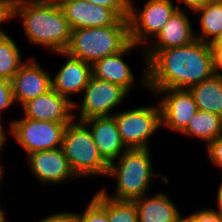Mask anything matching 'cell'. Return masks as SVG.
I'll return each instance as SVG.
<instances>
[{
    "mask_svg": "<svg viewBox=\"0 0 222 222\" xmlns=\"http://www.w3.org/2000/svg\"><path fill=\"white\" fill-rule=\"evenodd\" d=\"M50 72L40 66L38 60L33 57L19 68L13 76L12 91L15 103L19 106L34 99L52 88Z\"/></svg>",
    "mask_w": 222,
    "mask_h": 222,
    "instance_id": "5bb4252c",
    "label": "cell"
},
{
    "mask_svg": "<svg viewBox=\"0 0 222 222\" xmlns=\"http://www.w3.org/2000/svg\"><path fill=\"white\" fill-rule=\"evenodd\" d=\"M216 203L217 208L222 209V181L218 187V191L216 194Z\"/></svg>",
    "mask_w": 222,
    "mask_h": 222,
    "instance_id": "836d02e7",
    "label": "cell"
},
{
    "mask_svg": "<svg viewBox=\"0 0 222 222\" xmlns=\"http://www.w3.org/2000/svg\"><path fill=\"white\" fill-rule=\"evenodd\" d=\"M106 213L110 222H138L134 201L116 200L106 196Z\"/></svg>",
    "mask_w": 222,
    "mask_h": 222,
    "instance_id": "cb8c5ba5",
    "label": "cell"
},
{
    "mask_svg": "<svg viewBox=\"0 0 222 222\" xmlns=\"http://www.w3.org/2000/svg\"><path fill=\"white\" fill-rule=\"evenodd\" d=\"M147 1V2H146ZM144 7L139 11L133 0H129V36L130 42L135 45H144L152 42L172 14L181 9L173 0H146ZM150 38V39H149ZM150 41V42H149Z\"/></svg>",
    "mask_w": 222,
    "mask_h": 222,
    "instance_id": "8992f818",
    "label": "cell"
},
{
    "mask_svg": "<svg viewBox=\"0 0 222 222\" xmlns=\"http://www.w3.org/2000/svg\"><path fill=\"white\" fill-rule=\"evenodd\" d=\"M177 222H185V219H184V217H182L179 221H177Z\"/></svg>",
    "mask_w": 222,
    "mask_h": 222,
    "instance_id": "60d3db41",
    "label": "cell"
},
{
    "mask_svg": "<svg viewBox=\"0 0 222 222\" xmlns=\"http://www.w3.org/2000/svg\"><path fill=\"white\" fill-rule=\"evenodd\" d=\"M26 157L33 176L44 185H56L68 179L78 178L61 147L32 152Z\"/></svg>",
    "mask_w": 222,
    "mask_h": 222,
    "instance_id": "7c38bea8",
    "label": "cell"
},
{
    "mask_svg": "<svg viewBox=\"0 0 222 222\" xmlns=\"http://www.w3.org/2000/svg\"><path fill=\"white\" fill-rule=\"evenodd\" d=\"M186 10L177 9L157 36L144 50H162L188 45L196 39L192 21Z\"/></svg>",
    "mask_w": 222,
    "mask_h": 222,
    "instance_id": "e0dca14e",
    "label": "cell"
},
{
    "mask_svg": "<svg viewBox=\"0 0 222 222\" xmlns=\"http://www.w3.org/2000/svg\"><path fill=\"white\" fill-rule=\"evenodd\" d=\"M0 137H5V131L0 128Z\"/></svg>",
    "mask_w": 222,
    "mask_h": 222,
    "instance_id": "ab89813d",
    "label": "cell"
},
{
    "mask_svg": "<svg viewBox=\"0 0 222 222\" xmlns=\"http://www.w3.org/2000/svg\"><path fill=\"white\" fill-rule=\"evenodd\" d=\"M72 30L115 25L121 18L112 10L85 0H57Z\"/></svg>",
    "mask_w": 222,
    "mask_h": 222,
    "instance_id": "4fadbf2b",
    "label": "cell"
},
{
    "mask_svg": "<svg viewBox=\"0 0 222 222\" xmlns=\"http://www.w3.org/2000/svg\"><path fill=\"white\" fill-rule=\"evenodd\" d=\"M61 148L77 177L107 175L109 164L100 155L89 128L82 121L73 120L66 126Z\"/></svg>",
    "mask_w": 222,
    "mask_h": 222,
    "instance_id": "5b68a950",
    "label": "cell"
},
{
    "mask_svg": "<svg viewBox=\"0 0 222 222\" xmlns=\"http://www.w3.org/2000/svg\"><path fill=\"white\" fill-rule=\"evenodd\" d=\"M138 211V222H177L183 216L168 194L159 192L146 194L134 200Z\"/></svg>",
    "mask_w": 222,
    "mask_h": 222,
    "instance_id": "d6986e66",
    "label": "cell"
},
{
    "mask_svg": "<svg viewBox=\"0 0 222 222\" xmlns=\"http://www.w3.org/2000/svg\"><path fill=\"white\" fill-rule=\"evenodd\" d=\"M4 167L0 164V185L2 184L1 182L3 181V176H4Z\"/></svg>",
    "mask_w": 222,
    "mask_h": 222,
    "instance_id": "8d00e7d4",
    "label": "cell"
},
{
    "mask_svg": "<svg viewBox=\"0 0 222 222\" xmlns=\"http://www.w3.org/2000/svg\"><path fill=\"white\" fill-rule=\"evenodd\" d=\"M68 124L22 117L19 120H11L8 127L16 143L27 155L36 151L60 148L63 133Z\"/></svg>",
    "mask_w": 222,
    "mask_h": 222,
    "instance_id": "ba28073f",
    "label": "cell"
},
{
    "mask_svg": "<svg viewBox=\"0 0 222 222\" xmlns=\"http://www.w3.org/2000/svg\"><path fill=\"white\" fill-rule=\"evenodd\" d=\"M112 9L120 18H128L129 0H85Z\"/></svg>",
    "mask_w": 222,
    "mask_h": 222,
    "instance_id": "83f0119b",
    "label": "cell"
},
{
    "mask_svg": "<svg viewBox=\"0 0 222 222\" xmlns=\"http://www.w3.org/2000/svg\"><path fill=\"white\" fill-rule=\"evenodd\" d=\"M6 218L3 209L0 207V222H5Z\"/></svg>",
    "mask_w": 222,
    "mask_h": 222,
    "instance_id": "74e56055",
    "label": "cell"
},
{
    "mask_svg": "<svg viewBox=\"0 0 222 222\" xmlns=\"http://www.w3.org/2000/svg\"><path fill=\"white\" fill-rule=\"evenodd\" d=\"M82 94L81 104L74 102V111L76 108H80L79 114H77L78 119H75L77 121L95 116H113L114 113L111 111H114L123 102L128 92L119 85L92 75Z\"/></svg>",
    "mask_w": 222,
    "mask_h": 222,
    "instance_id": "9c48e42d",
    "label": "cell"
},
{
    "mask_svg": "<svg viewBox=\"0 0 222 222\" xmlns=\"http://www.w3.org/2000/svg\"><path fill=\"white\" fill-rule=\"evenodd\" d=\"M14 19V6L9 1L0 0V26L2 23L9 22ZM0 34H6L3 28L0 29Z\"/></svg>",
    "mask_w": 222,
    "mask_h": 222,
    "instance_id": "f546056e",
    "label": "cell"
},
{
    "mask_svg": "<svg viewBox=\"0 0 222 222\" xmlns=\"http://www.w3.org/2000/svg\"><path fill=\"white\" fill-rule=\"evenodd\" d=\"M208 158L212 164L222 168V135L211 141L207 146Z\"/></svg>",
    "mask_w": 222,
    "mask_h": 222,
    "instance_id": "f1b7e54d",
    "label": "cell"
},
{
    "mask_svg": "<svg viewBox=\"0 0 222 222\" xmlns=\"http://www.w3.org/2000/svg\"><path fill=\"white\" fill-rule=\"evenodd\" d=\"M214 74L222 76V48H211Z\"/></svg>",
    "mask_w": 222,
    "mask_h": 222,
    "instance_id": "1f68e13d",
    "label": "cell"
},
{
    "mask_svg": "<svg viewBox=\"0 0 222 222\" xmlns=\"http://www.w3.org/2000/svg\"><path fill=\"white\" fill-rule=\"evenodd\" d=\"M218 209V210H217ZM202 208L185 216V222H222V209Z\"/></svg>",
    "mask_w": 222,
    "mask_h": 222,
    "instance_id": "484cf974",
    "label": "cell"
},
{
    "mask_svg": "<svg viewBox=\"0 0 222 222\" xmlns=\"http://www.w3.org/2000/svg\"><path fill=\"white\" fill-rule=\"evenodd\" d=\"M76 222H110L106 213V195L99 190L83 213H75Z\"/></svg>",
    "mask_w": 222,
    "mask_h": 222,
    "instance_id": "d4e9b609",
    "label": "cell"
},
{
    "mask_svg": "<svg viewBox=\"0 0 222 222\" xmlns=\"http://www.w3.org/2000/svg\"><path fill=\"white\" fill-rule=\"evenodd\" d=\"M158 100L161 109V127L182 133L198 111L196 102L189 89L165 88L149 89ZM165 95V96H164Z\"/></svg>",
    "mask_w": 222,
    "mask_h": 222,
    "instance_id": "30bf717a",
    "label": "cell"
},
{
    "mask_svg": "<svg viewBox=\"0 0 222 222\" xmlns=\"http://www.w3.org/2000/svg\"><path fill=\"white\" fill-rule=\"evenodd\" d=\"M150 153L149 148L127 149L108 165L106 176H111L117 181L115 194L108 195L105 188L99 191L112 199L134 201L149 194L154 176L162 177L164 183L168 184L170 181L167 176L153 172Z\"/></svg>",
    "mask_w": 222,
    "mask_h": 222,
    "instance_id": "3957f363",
    "label": "cell"
},
{
    "mask_svg": "<svg viewBox=\"0 0 222 222\" xmlns=\"http://www.w3.org/2000/svg\"><path fill=\"white\" fill-rule=\"evenodd\" d=\"M82 122L89 128L100 155L108 164L128 149L122 142L114 116H95Z\"/></svg>",
    "mask_w": 222,
    "mask_h": 222,
    "instance_id": "9a60e30c",
    "label": "cell"
},
{
    "mask_svg": "<svg viewBox=\"0 0 222 222\" xmlns=\"http://www.w3.org/2000/svg\"><path fill=\"white\" fill-rule=\"evenodd\" d=\"M145 65L140 82L145 89H190L214 74L210 44L195 39L188 45L143 50Z\"/></svg>",
    "mask_w": 222,
    "mask_h": 222,
    "instance_id": "6da1fadb",
    "label": "cell"
},
{
    "mask_svg": "<svg viewBox=\"0 0 222 222\" xmlns=\"http://www.w3.org/2000/svg\"><path fill=\"white\" fill-rule=\"evenodd\" d=\"M130 43L128 18L115 25L72 30L68 55L93 65L96 61L123 50Z\"/></svg>",
    "mask_w": 222,
    "mask_h": 222,
    "instance_id": "277c9868",
    "label": "cell"
},
{
    "mask_svg": "<svg viewBox=\"0 0 222 222\" xmlns=\"http://www.w3.org/2000/svg\"><path fill=\"white\" fill-rule=\"evenodd\" d=\"M189 90L198 110L211 112L222 117V76L213 74Z\"/></svg>",
    "mask_w": 222,
    "mask_h": 222,
    "instance_id": "ffe728a7",
    "label": "cell"
},
{
    "mask_svg": "<svg viewBox=\"0 0 222 222\" xmlns=\"http://www.w3.org/2000/svg\"><path fill=\"white\" fill-rule=\"evenodd\" d=\"M38 222H76L75 213L73 212H57L47 216Z\"/></svg>",
    "mask_w": 222,
    "mask_h": 222,
    "instance_id": "4dcf8cb0",
    "label": "cell"
},
{
    "mask_svg": "<svg viewBox=\"0 0 222 222\" xmlns=\"http://www.w3.org/2000/svg\"><path fill=\"white\" fill-rule=\"evenodd\" d=\"M158 104L114 113L122 142L128 149L149 148V139L161 128Z\"/></svg>",
    "mask_w": 222,
    "mask_h": 222,
    "instance_id": "52a82bcc",
    "label": "cell"
},
{
    "mask_svg": "<svg viewBox=\"0 0 222 222\" xmlns=\"http://www.w3.org/2000/svg\"><path fill=\"white\" fill-rule=\"evenodd\" d=\"M15 18L23 22L32 45H42L52 53L66 50L72 29L57 0H19L14 6Z\"/></svg>",
    "mask_w": 222,
    "mask_h": 222,
    "instance_id": "7a4b0ae2",
    "label": "cell"
},
{
    "mask_svg": "<svg viewBox=\"0 0 222 222\" xmlns=\"http://www.w3.org/2000/svg\"><path fill=\"white\" fill-rule=\"evenodd\" d=\"M139 48L133 42H130L123 50L113 55L106 56L92 65V75L102 80L109 81L119 85L128 93L134 86L136 77L131 71L129 64L124 61V56L130 53L132 49Z\"/></svg>",
    "mask_w": 222,
    "mask_h": 222,
    "instance_id": "ac0fdd59",
    "label": "cell"
},
{
    "mask_svg": "<svg viewBox=\"0 0 222 222\" xmlns=\"http://www.w3.org/2000/svg\"><path fill=\"white\" fill-rule=\"evenodd\" d=\"M4 1H9L13 6L19 1V0H4Z\"/></svg>",
    "mask_w": 222,
    "mask_h": 222,
    "instance_id": "f35d334b",
    "label": "cell"
},
{
    "mask_svg": "<svg viewBox=\"0 0 222 222\" xmlns=\"http://www.w3.org/2000/svg\"><path fill=\"white\" fill-rule=\"evenodd\" d=\"M57 54L64 56L66 61L55 76L51 77L52 89L74 103L75 101L69 96L83 92L92 76V65L65 52Z\"/></svg>",
    "mask_w": 222,
    "mask_h": 222,
    "instance_id": "2e32d148",
    "label": "cell"
},
{
    "mask_svg": "<svg viewBox=\"0 0 222 222\" xmlns=\"http://www.w3.org/2000/svg\"><path fill=\"white\" fill-rule=\"evenodd\" d=\"M181 134L197 137L207 146L222 135V117L211 112L198 110Z\"/></svg>",
    "mask_w": 222,
    "mask_h": 222,
    "instance_id": "7402d4cb",
    "label": "cell"
},
{
    "mask_svg": "<svg viewBox=\"0 0 222 222\" xmlns=\"http://www.w3.org/2000/svg\"><path fill=\"white\" fill-rule=\"evenodd\" d=\"M211 48H222V33L220 36L215 40L214 43L210 44Z\"/></svg>",
    "mask_w": 222,
    "mask_h": 222,
    "instance_id": "e575fe53",
    "label": "cell"
},
{
    "mask_svg": "<svg viewBox=\"0 0 222 222\" xmlns=\"http://www.w3.org/2000/svg\"><path fill=\"white\" fill-rule=\"evenodd\" d=\"M15 103V99L12 91V83L6 79H0V112L5 109H9ZM0 114V128L5 131Z\"/></svg>",
    "mask_w": 222,
    "mask_h": 222,
    "instance_id": "4316f807",
    "label": "cell"
},
{
    "mask_svg": "<svg viewBox=\"0 0 222 222\" xmlns=\"http://www.w3.org/2000/svg\"><path fill=\"white\" fill-rule=\"evenodd\" d=\"M6 139H7V137H6V132H5V137H0V154H1V151H2V149H3V147L5 146V142H6Z\"/></svg>",
    "mask_w": 222,
    "mask_h": 222,
    "instance_id": "d590c367",
    "label": "cell"
},
{
    "mask_svg": "<svg viewBox=\"0 0 222 222\" xmlns=\"http://www.w3.org/2000/svg\"><path fill=\"white\" fill-rule=\"evenodd\" d=\"M25 118L37 121L71 123L76 119L74 103L54 89L31 99L22 105Z\"/></svg>",
    "mask_w": 222,
    "mask_h": 222,
    "instance_id": "8fae6325",
    "label": "cell"
},
{
    "mask_svg": "<svg viewBox=\"0 0 222 222\" xmlns=\"http://www.w3.org/2000/svg\"><path fill=\"white\" fill-rule=\"evenodd\" d=\"M210 0H177L178 4H184L186 7L189 8L190 11H195L196 9L203 7L206 3Z\"/></svg>",
    "mask_w": 222,
    "mask_h": 222,
    "instance_id": "d6a6232c",
    "label": "cell"
},
{
    "mask_svg": "<svg viewBox=\"0 0 222 222\" xmlns=\"http://www.w3.org/2000/svg\"><path fill=\"white\" fill-rule=\"evenodd\" d=\"M17 44L6 34H0V79L11 81L24 63Z\"/></svg>",
    "mask_w": 222,
    "mask_h": 222,
    "instance_id": "603a6c76",
    "label": "cell"
},
{
    "mask_svg": "<svg viewBox=\"0 0 222 222\" xmlns=\"http://www.w3.org/2000/svg\"><path fill=\"white\" fill-rule=\"evenodd\" d=\"M200 17L201 33L196 39L212 44L222 33V0H210L203 7L194 11Z\"/></svg>",
    "mask_w": 222,
    "mask_h": 222,
    "instance_id": "44dd1931",
    "label": "cell"
}]
</instances>
